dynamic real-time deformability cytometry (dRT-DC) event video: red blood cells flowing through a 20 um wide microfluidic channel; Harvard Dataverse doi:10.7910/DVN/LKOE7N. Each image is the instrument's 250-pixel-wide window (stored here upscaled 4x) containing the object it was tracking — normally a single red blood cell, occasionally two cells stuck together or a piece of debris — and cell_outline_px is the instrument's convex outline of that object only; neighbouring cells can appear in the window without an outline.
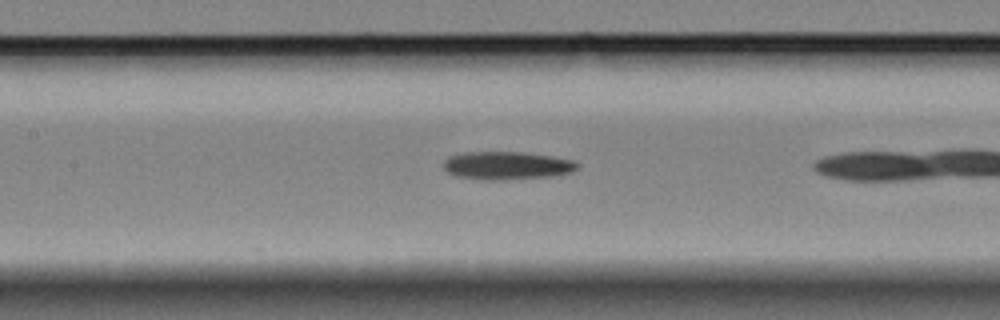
{"species": "Egyptian fruit bat (a non-hibernating species)", "species_latin": "Rousettus aegyptiacus", "temperature_condition": "cold", "stored_images_in_passage": 12, "camera_frame_rate_fps": 3000, "um_per_image_px": 0.085, "animal": {"sex": "female"}, "frame": {"image": 1, "passage_image": 7, "time_ms": 2.0, "image_size_px": [1000, 320], "cell_outline_px": [[580, 168], [572, 172], [552, 176], [504, 180], [480, 180], [456, 176], [448, 172], [444, 168], [444, 160], [448, 156], [464, 152], [524, 152], [552, 156], [576, 160], [580, 164]], "centroid_in_image_um": [43.13, 14.07], "position_along_channel_um": 164.3, "area_um2": 22.25}}
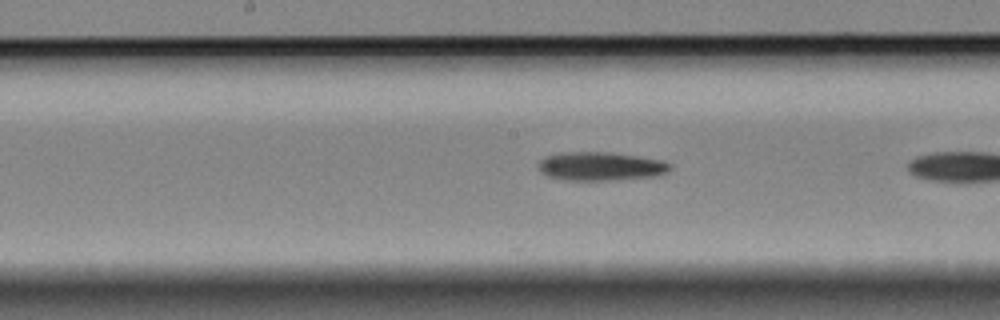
{"frame": {"image": 2, "passage_image": 10, "time_ms": 3.0, "image_size_px": [1000, 320], "cell_outline_px": [[672, 168], [668, 172], [656, 176], [616, 180], [564, 180], [548, 176], [540, 172], [536, 164], [544, 156], [560, 152], [608, 152], [664, 160], [672, 164]], "centroid_in_image_um": [51.04, 14.13], "position_along_channel_um": 197.2, "area_um2": 22.31}}